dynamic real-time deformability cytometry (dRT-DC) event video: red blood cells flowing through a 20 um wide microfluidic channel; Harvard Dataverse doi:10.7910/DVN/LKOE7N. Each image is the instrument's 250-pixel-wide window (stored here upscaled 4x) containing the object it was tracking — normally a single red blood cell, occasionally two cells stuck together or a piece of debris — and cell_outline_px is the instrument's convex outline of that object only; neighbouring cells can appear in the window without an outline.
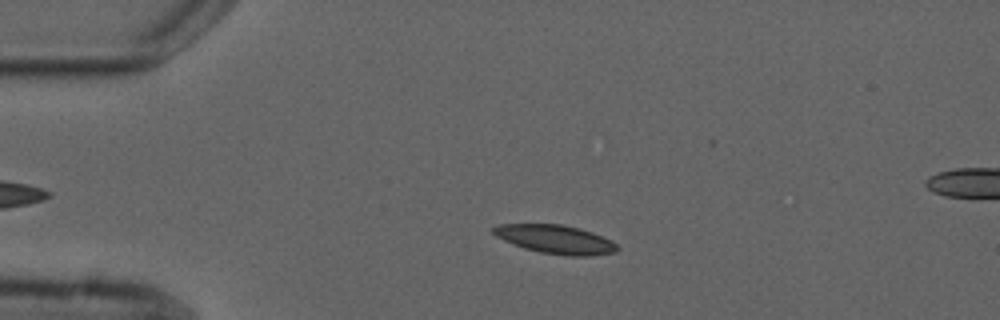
{"species": "common noctule bat (a hibernating species)", "species_latin": "Nyctalus noctula", "temperature_condition": "cold", "stored_images_in_passage": 4, "camera_frame_rate_fps": 3000, "um_per_image_px": 0.085, "animal": {"sex": "male", "forearm_length_mm": 52.5}, "frame": {"image": 1, "passage_image": 2, "time_ms": 2.0, "image_size_px": [1000, 320], "cell_outline_px": [[620, 248], [616, 252], [592, 256], [568, 256], [540, 252], [524, 248], [504, 240], [496, 236], [488, 228], [500, 224], [560, 224], [580, 228], [592, 232], [612, 240]], "centroid_in_image_um": [47.22, 20.34], "position_along_channel_um": 37.8, "area_um2": 20.87}}